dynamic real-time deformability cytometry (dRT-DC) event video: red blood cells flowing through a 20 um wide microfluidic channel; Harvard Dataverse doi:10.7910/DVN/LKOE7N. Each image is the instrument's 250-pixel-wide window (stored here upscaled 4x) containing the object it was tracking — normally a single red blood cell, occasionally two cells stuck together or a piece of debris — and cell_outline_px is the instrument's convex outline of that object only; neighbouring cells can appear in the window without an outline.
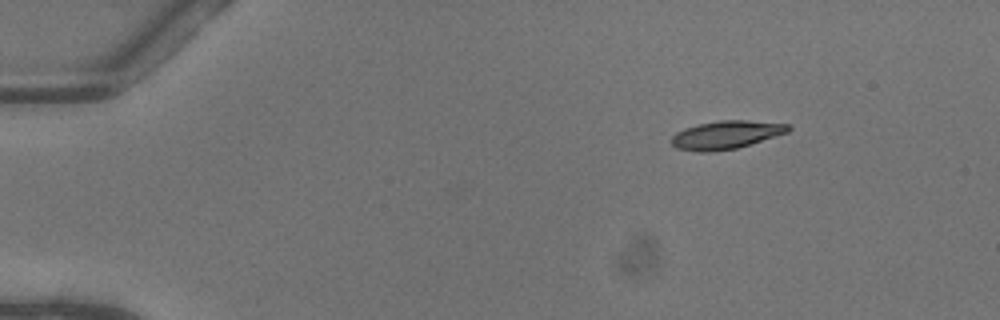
{"species": "common noctule bat (a hibernating species)", "species_latin": "Nyctalus noctula", "temperature_condition": "warm", "stored_images_in_passage": 45, "camera_frame_rate_fps": 3000, "um_per_image_px": 0.085, "animal": {"sex": "female"}, "frame": {"image": 1, "passage_image": 1, "time_ms": 0.0, "image_size_px": [1000, 320], "cell_outline_px": [[792, 128], [788, 132], [736, 148], [712, 152], [696, 152], [676, 148], [672, 144], [672, 136], [676, 132], [684, 128], [700, 124], [720, 120], [748, 120], [788, 124]], "centroid_in_image_um": [61.69, 11.46], "position_along_channel_um": 23.3, "area_um2": 19.07}}
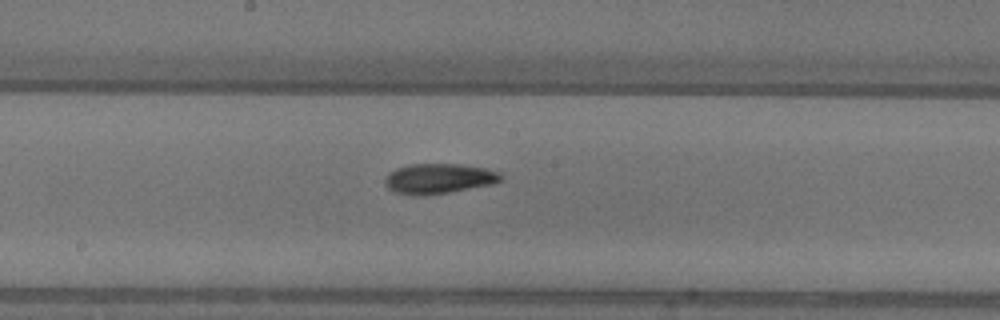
{"frame": {"image": 2, "passage_image": 22, "time_ms": 7.0, "image_size_px": [1000, 320], "cell_outline_px": [[504, 180], [492, 184], [448, 192], [420, 196], [396, 192], [388, 188], [384, 184], [384, 180], [388, 172], [396, 168], [408, 164], [460, 164], [484, 168], [500, 172], [504, 176]], "centroid_in_image_um": [37.3, 15.17], "position_along_channel_um": 210.9, "area_um2": 20.4}}
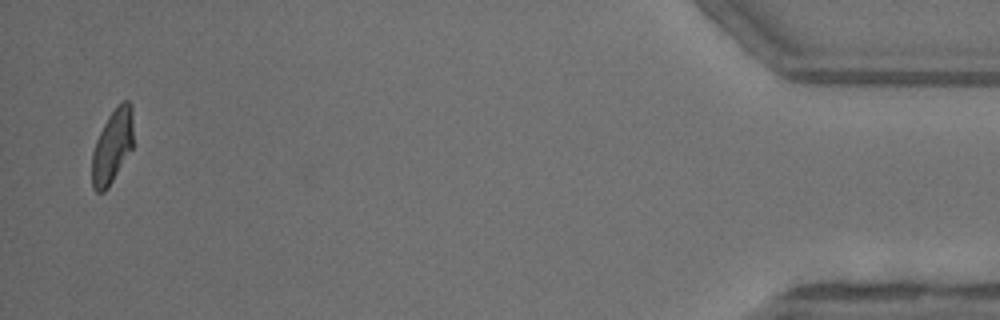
{"frame": {"image": 3, "passage_image": 44, "time_ms": 14.333, "image_size_px": [1000, 320], "cell_outline_px": [[132, 148], [108, 188], [104, 192], [96, 192], [92, 188], [92, 152], [96, 140], [108, 116], [116, 104], [124, 100], [128, 100], [132, 108]], "centroid_in_image_um": [9.53, 12.43], "position_along_channel_um": 425.7, "area_um2": 17.74}, "authors_computed_cell_mechanics": {"area_um2": 19.074, "velocity_mm_per_s": 4.0878, "shape_relaxation_time_tau1_ms": 3.3829, "shape_relaxation_time_tau2_ms": 5.5594, "deformation_change_tau1": 0.1516, "deformation_change_tau2": 0.1235}}